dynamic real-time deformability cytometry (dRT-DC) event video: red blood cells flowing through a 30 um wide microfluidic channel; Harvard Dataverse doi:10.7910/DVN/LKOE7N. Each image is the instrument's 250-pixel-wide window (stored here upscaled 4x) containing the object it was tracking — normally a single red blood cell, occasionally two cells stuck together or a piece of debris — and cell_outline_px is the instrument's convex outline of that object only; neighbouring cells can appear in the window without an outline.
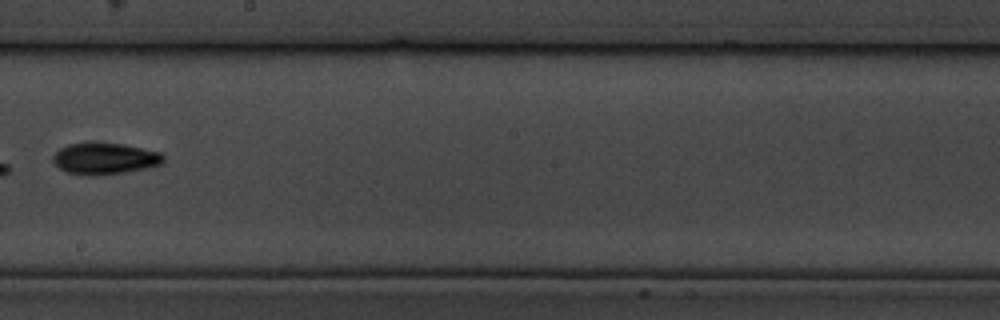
{"species": "common noctule bat (a hibernating species)", "species_latin": "Nyctalus noctula", "temperature_condition": "cold", "stored_images_in_passage": 15, "camera_frame_rate_fps": 3000, "um_per_image_px": 0.085, "animal": {"sex": "male", "body_mass_g": 19.5, "forearm_length_mm": 54.6}, "frame": {"image": 1, "passage_image": 9, "time_ms": 10.333, "image_size_px": [1000, 320], "cell_outline_px": [[164, 160], [160, 164], [144, 168], [124, 172], [88, 176], [68, 172], [60, 168], [52, 160], [52, 156], [60, 148], [68, 144], [124, 144], [160, 152], [164, 156]], "centroid_in_image_um": [8.9, 13.49], "position_along_channel_um": 239.3, "area_um2": 19.71}}
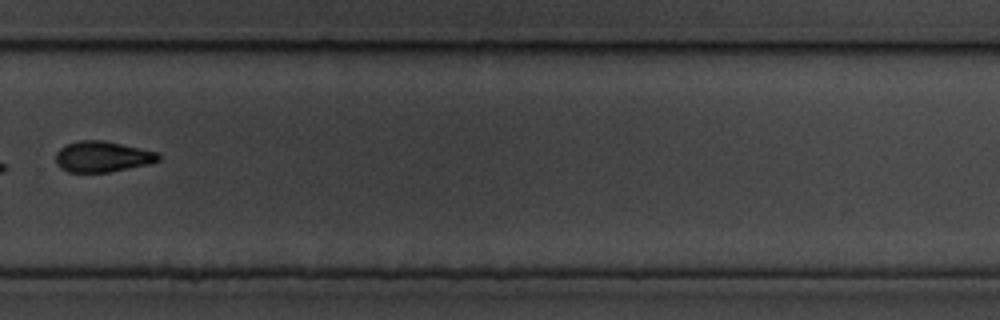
{"frame": {"image": 2, "passage_image": 11, "time_ms": 12.667, "image_size_px": [1000, 320], "cell_outline_px": [[160, 160], [148, 164], [108, 172], [68, 172], [60, 168], [56, 164], [56, 152], [60, 148], [68, 144], [80, 140], [104, 140], [156, 152], [160, 156]], "centroid_in_image_um": [8.67, 13.32], "position_along_channel_um": 321.1, "area_um2": 18.26}}